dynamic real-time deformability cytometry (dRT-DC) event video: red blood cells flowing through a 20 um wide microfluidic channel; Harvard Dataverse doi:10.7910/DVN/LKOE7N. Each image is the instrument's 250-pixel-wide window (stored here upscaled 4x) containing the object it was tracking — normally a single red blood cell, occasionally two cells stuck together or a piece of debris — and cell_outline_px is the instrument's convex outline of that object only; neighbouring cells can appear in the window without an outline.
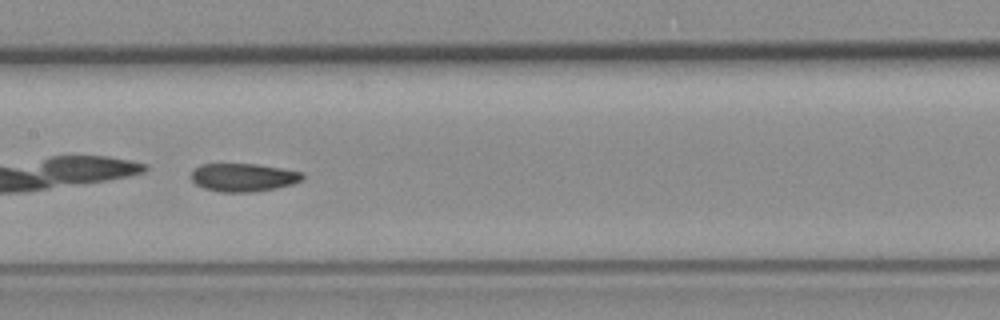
{"species": "common noctule bat (a hibernating species)", "species_latin": "Nyctalus noctula", "temperature_condition": "room temperature", "stored_images_in_passage": 49, "camera_frame_rate_fps": 3000, "um_per_image_px": 0.085, "animal": {"sex": "female", "body_mass_g": 19.3, "forearm_length_mm": 54.1}, "frame": {"image": 1, "passage_image": 22, "time_ms": 7.0, "image_size_px": [1000, 320], "cell_outline_px": [[304, 180], [292, 184], [276, 188], [252, 192], [220, 192], [204, 188], [196, 184], [192, 180], [192, 168], [200, 164], [256, 164], [304, 172]], "centroid_in_image_um": [20.69, 15.08], "position_along_channel_um": 186.7, "area_um2": 18.38}}
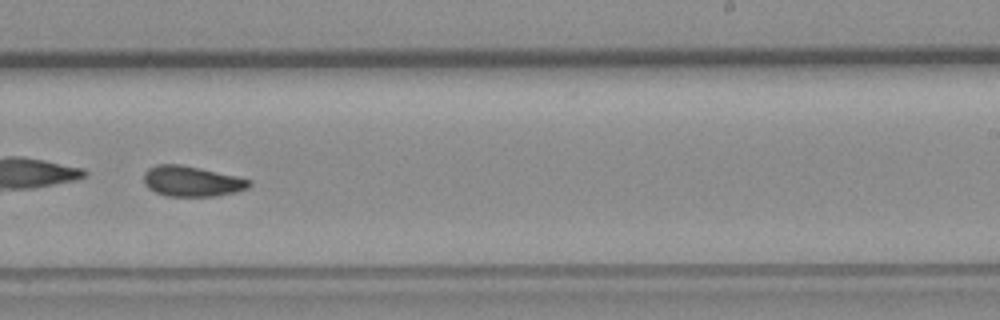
{"frame": {"image": 2, "passage_image": 29, "time_ms": 9.333, "image_size_px": [1000, 320], "cell_outline_px": [[252, 184], [248, 188], [236, 192], [216, 196], [168, 196], [156, 192], [148, 188], [144, 184], [144, 172], [148, 168], [156, 164], [180, 164], [200, 168], [236, 176], [252, 180]], "centroid_in_image_um": [16.3, 15.4], "position_along_channel_um": 272.7, "area_um2": 18.79}, "authors_computed_cell_mechanics": {"area_um2": 19.1896, "velocity_mm_per_s": 3.6938, "shape_relaxation_time_tau1_ms": 0.2531, "shape_relaxation_time_tau2_ms": 6.3123, "deformation_change_tau1": 0.2259, "deformation_change_tau2": 0.0639}}